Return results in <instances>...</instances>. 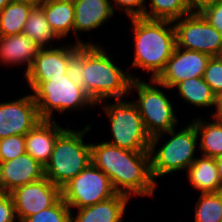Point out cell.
Segmentation results:
<instances>
[{
  "instance_id": "obj_9",
  "label": "cell",
  "mask_w": 222,
  "mask_h": 222,
  "mask_svg": "<svg viewBox=\"0 0 222 222\" xmlns=\"http://www.w3.org/2000/svg\"><path fill=\"white\" fill-rule=\"evenodd\" d=\"M116 193L109 177L92 162L61 188L62 198L71 211L95 205Z\"/></svg>"
},
{
  "instance_id": "obj_1",
  "label": "cell",
  "mask_w": 222,
  "mask_h": 222,
  "mask_svg": "<svg viewBox=\"0 0 222 222\" xmlns=\"http://www.w3.org/2000/svg\"><path fill=\"white\" fill-rule=\"evenodd\" d=\"M91 162L110 179L117 193L131 199L152 196L157 187L151 173L149 151H131L102 141L91 143Z\"/></svg>"
},
{
  "instance_id": "obj_29",
  "label": "cell",
  "mask_w": 222,
  "mask_h": 222,
  "mask_svg": "<svg viewBox=\"0 0 222 222\" xmlns=\"http://www.w3.org/2000/svg\"><path fill=\"white\" fill-rule=\"evenodd\" d=\"M25 152V135H12L0 139V162L15 159Z\"/></svg>"
},
{
  "instance_id": "obj_21",
  "label": "cell",
  "mask_w": 222,
  "mask_h": 222,
  "mask_svg": "<svg viewBox=\"0 0 222 222\" xmlns=\"http://www.w3.org/2000/svg\"><path fill=\"white\" fill-rule=\"evenodd\" d=\"M54 33L63 39L74 32V4L69 2L43 1L39 4Z\"/></svg>"
},
{
  "instance_id": "obj_19",
  "label": "cell",
  "mask_w": 222,
  "mask_h": 222,
  "mask_svg": "<svg viewBox=\"0 0 222 222\" xmlns=\"http://www.w3.org/2000/svg\"><path fill=\"white\" fill-rule=\"evenodd\" d=\"M41 49L24 33L0 36V62L3 65H26L24 72L30 68L33 60ZM26 63V64H25Z\"/></svg>"
},
{
  "instance_id": "obj_26",
  "label": "cell",
  "mask_w": 222,
  "mask_h": 222,
  "mask_svg": "<svg viewBox=\"0 0 222 222\" xmlns=\"http://www.w3.org/2000/svg\"><path fill=\"white\" fill-rule=\"evenodd\" d=\"M143 18L174 22L192 13L188 0H150Z\"/></svg>"
},
{
  "instance_id": "obj_33",
  "label": "cell",
  "mask_w": 222,
  "mask_h": 222,
  "mask_svg": "<svg viewBox=\"0 0 222 222\" xmlns=\"http://www.w3.org/2000/svg\"><path fill=\"white\" fill-rule=\"evenodd\" d=\"M199 13L222 34V0L206 6Z\"/></svg>"
},
{
  "instance_id": "obj_41",
  "label": "cell",
  "mask_w": 222,
  "mask_h": 222,
  "mask_svg": "<svg viewBox=\"0 0 222 222\" xmlns=\"http://www.w3.org/2000/svg\"><path fill=\"white\" fill-rule=\"evenodd\" d=\"M218 122L222 125V112H219L217 113L215 116H214Z\"/></svg>"
},
{
  "instance_id": "obj_24",
  "label": "cell",
  "mask_w": 222,
  "mask_h": 222,
  "mask_svg": "<svg viewBox=\"0 0 222 222\" xmlns=\"http://www.w3.org/2000/svg\"><path fill=\"white\" fill-rule=\"evenodd\" d=\"M23 33L41 48L53 47L52 41H58V39L61 41L49 25L43 8L39 4L32 8Z\"/></svg>"
},
{
  "instance_id": "obj_31",
  "label": "cell",
  "mask_w": 222,
  "mask_h": 222,
  "mask_svg": "<svg viewBox=\"0 0 222 222\" xmlns=\"http://www.w3.org/2000/svg\"><path fill=\"white\" fill-rule=\"evenodd\" d=\"M203 79L211 87L214 94L222 89V58L220 56L210 57Z\"/></svg>"
},
{
  "instance_id": "obj_18",
  "label": "cell",
  "mask_w": 222,
  "mask_h": 222,
  "mask_svg": "<svg viewBox=\"0 0 222 222\" xmlns=\"http://www.w3.org/2000/svg\"><path fill=\"white\" fill-rule=\"evenodd\" d=\"M130 199L128 195L116 193L95 205L77 209L76 216L71 214V222H123Z\"/></svg>"
},
{
  "instance_id": "obj_34",
  "label": "cell",
  "mask_w": 222,
  "mask_h": 222,
  "mask_svg": "<svg viewBox=\"0 0 222 222\" xmlns=\"http://www.w3.org/2000/svg\"><path fill=\"white\" fill-rule=\"evenodd\" d=\"M17 220L15 204L10 194L0 200V222H15Z\"/></svg>"
},
{
  "instance_id": "obj_13",
  "label": "cell",
  "mask_w": 222,
  "mask_h": 222,
  "mask_svg": "<svg viewBox=\"0 0 222 222\" xmlns=\"http://www.w3.org/2000/svg\"><path fill=\"white\" fill-rule=\"evenodd\" d=\"M209 59L208 54L175 46L165 69L156 79L159 87L171 90L183 80L203 77Z\"/></svg>"
},
{
  "instance_id": "obj_38",
  "label": "cell",
  "mask_w": 222,
  "mask_h": 222,
  "mask_svg": "<svg viewBox=\"0 0 222 222\" xmlns=\"http://www.w3.org/2000/svg\"><path fill=\"white\" fill-rule=\"evenodd\" d=\"M12 1L28 2V3H33L34 5H38L43 2V0H12Z\"/></svg>"
},
{
  "instance_id": "obj_22",
  "label": "cell",
  "mask_w": 222,
  "mask_h": 222,
  "mask_svg": "<svg viewBox=\"0 0 222 222\" xmlns=\"http://www.w3.org/2000/svg\"><path fill=\"white\" fill-rule=\"evenodd\" d=\"M211 122H206L198 117L190 121L195 125L202 156L216 158L222 156V125L215 117ZM205 121V122H204Z\"/></svg>"
},
{
  "instance_id": "obj_3",
  "label": "cell",
  "mask_w": 222,
  "mask_h": 222,
  "mask_svg": "<svg viewBox=\"0 0 222 222\" xmlns=\"http://www.w3.org/2000/svg\"><path fill=\"white\" fill-rule=\"evenodd\" d=\"M97 44H84V90L95 104L106 99H121L130 94V84L134 79L129 70L121 69Z\"/></svg>"
},
{
  "instance_id": "obj_7",
  "label": "cell",
  "mask_w": 222,
  "mask_h": 222,
  "mask_svg": "<svg viewBox=\"0 0 222 222\" xmlns=\"http://www.w3.org/2000/svg\"><path fill=\"white\" fill-rule=\"evenodd\" d=\"M96 105L102 106L109 120L113 138L106 143L131 151H149L151 136L133 100L128 102L121 98L108 103L106 99Z\"/></svg>"
},
{
  "instance_id": "obj_40",
  "label": "cell",
  "mask_w": 222,
  "mask_h": 222,
  "mask_svg": "<svg viewBox=\"0 0 222 222\" xmlns=\"http://www.w3.org/2000/svg\"><path fill=\"white\" fill-rule=\"evenodd\" d=\"M43 1H50V2H69V3H74L76 0H43Z\"/></svg>"
},
{
  "instance_id": "obj_12",
  "label": "cell",
  "mask_w": 222,
  "mask_h": 222,
  "mask_svg": "<svg viewBox=\"0 0 222 222\" xmlns=\"http://www.w3.org/2000/svg\"><path fill=\"white\" fill-rule=\"evenodd\" d=\"M41 120L32 93L14 101L2 102L0 103V139L12 135H26Z\"/></svg>"
},
{
  "instance_id": "obj_20",
  "label": "cell",
  "mask_w": 222,
  "mask_h": 222,
  "mask_svg": "<svg viewBox=\"0 0 222 222\" xmlns=\"http://www.w3.org/2000/svg\"><path fill=\"white\" fill-rule=\"evenodd\" d=\"M190 185L200 193L221 192V182L215 158L200 156L186 170Z\"/></svg>"
},
{
  "instance_id": "obj_32",
  "label": "cell",
  "mask_w": 222,
  "mask_h": 222,
  "mask_svg": "<svg viewBox=\"0 0 222 222\" xmlns=\"http://www.w3.org/2000/svg\"><path fill=\"white\" fill-rule=\"evenodd\" d=\"M110 2L114 12L115 8L116 10L119 8L128 18L143 17L146 8L145 0H111Z\"/></svg>"
},
{
  "instance_id": "obj_8",
  "label": "cell",
  "mask_w": 222,
  "mask_h": 222,
  "mask_svg": "<svg viewBox=\"0 0 222 222\" xmlns=\"http://www.w3.org/2000/svg\"><path fill=\"white\" fill-rule=\"evenodd\" d=\"M149 81H141L135 77L130 84V93L136 90L138 97L133 103L139 110L147 133L153 137L176 128L179 121L171 100L158 87V81Z\"/></svg>"
},
{
  "instance_id": "obj_37",
  "label": "cell",
  "mask_w": 222,
  "mask_h": 222,
  "mask_svg": "<svg viewBox=\"0 0 222 222\" xmlns=\"http://www.w3.org/2000/svg\"><path fill=\"white\" fill-rule=\"evenodd\" d=\"M215 160H216L217 171L219 174L221 187H222V156L216 157Z\"/></svg>"
},
{
  "instance_id": "obj_10",
  "label": "cell",
  "mask_w": 222,
  "mask_h": 222,
  "mask_svg": "<svg viewBox=\"0 0 222 222\" xmlns=\"http://www.w3.org/2000/svg\"><path fill=\"white\" fill-rule=\"evenodd\" d=\"M176 46L198 51L210 57L222 53V34L199 12H192L173 22Z\"/></svg>"
},
{
  "instance_id": "obj_15",
  "label": "cell",
  "mask_w": 222,
  "mask_h": 222,
  "mask_svg": "<svg viewBox=\"0 0 222 222\" xmlns=\"http://www.w3.org/2000/svg\"><path fill=\"white\" fill-rule=\"evenodd\" d=\"M44 177V166L26 152L15 159L0 162V187L7 194Z\"/></svg>"
},
{
  "instance_id": "obj_39",
  "label": "cell",
  "mask_w": 222,
  "mask_h": 222,
  "mask_svg": "<svg viewBox=\"0 0 222 222\" xmlns=\"http://www.w3.org/2000/svg\"><path fill=\"white\" fill-rule=\"evenodd\" d=\"M12 0H0V12L8 5Z\"/></svg>"
},
{
  "instance_id": "obj_42",
  "label": "cell",
  "mask_w": 222,
  "mask_h": 222,
  "mask_svg": "<svg viewBox=\"0 0 222 222\" xmlns=\"http://www.w3.org/2000/svg\"><path fill=\"white\" fill-rule=\"evenodd\" d=\"M7 193L0 187V200L6 195Z\"/></svg>"
},
{
  "instance_id": "obj_16",
  "label": "cell",
  "mask_w": 222,
  "mask_h": 222,
  "mask_svg": "<svg viewBox=\"0 0 222 222\" xmlns=\"http://www.w3.org/2000/svg\"><path fill=\"white\" fill-rule=\"evenodd\" d=\"M74 36L76 44H95L80 40L79 32H90L101 28L114 11L110 0H76L74 3Z\"/></svg>"
},
{
  "instance_id": "obj_36",
  "label": "cell",
  "mask_w": 222,
  "mask_h": 222,
  "mask_svg": "<svg viewBox=\"0 0 222 222\" xmlns=\"http://www.w3.org/2000/svg\"><path fill=\"white\" fill-rule=\"evenodd\" d=\"M214 107L216 111L211 115L214 117L217 113L222 112V89L214 94Z\"/></svg>"
},
{
  "instance_id": "obj_17",
  "label": "cell",
  "mask_w": 222,
  "mask_h": 222,
  "mask_svg": "<svg viewBox=\"0 0 222 222\" xmlns=\"http://www.w3.org/2000/svg\"><path fill=\"white\" fill-rule=\"evenodd\" d=\"M55 120L42 119L25 135V149L45 167L54 149L58 135L64 130Z\"/></svg>"
},
{
  "instance_id": "obj_11",
  "label": "cell",
  "mask_w": 222,
  "mask_h": 222,
  "mask_svg": "<svg viewBox=\"0 0 222 222\" xmlns=\"http://www.w3.org/2000/svg\"><path fill=\"white\" fill-rule=\"evenodd\" d=\"M13 198L18 222L53 206L61 197V188L46 177L18 187L10 193Z\"/></svg>"
},
{
  "instance_id": "obj_14",
  "label": "cell",
  "mask_w": 222,
  "mask_h": 222,
  "mask_svg": "<svg viewBox=\"0 0 222 222\" xmlns=\"http://www.w3.org/2000/svg\"><path fill=\"white\" fill-rule=\"evenodd\" d=\"M82 44L41 48L23 77L27 82H45L48 78H65L69 57Z\"/></svg>"
},
{
  "instance_id": "obj_2",
  "label": "cell",
  "mask_w": 222,
  "mask_h": 222,
  "mask_svg": "<svg viewBox=\"0 0 222 222\" xmlns=\"http://www.w3.org/2000/svg\"><path fill=\"white\" fill-rule=\"evenodd\" d=\"M129 20L134 35V59L131 67L150 72V79H157L176 46L173 22L143 17Z\"/></svg>"
},
{
  "instance_id": "obj_28",
  "label": "cell",
  "mask_w": 222,
  "mask_h": 222,
  "mask_svg": "<svg viewBox=\"0 0 222 222\" xmlns=\"http://www.w3.org/2000/svg\"><path fill=\"white\" fill-rule=\"evenodd\" d=\"M71 209L61 197L53 206L27 217L23 222H71Z\"/></svg>"
},
{
  "instance_id": "obj_23",
  "label": "cell",
  "mask_w": 222,
  "mask_h": 222,
  "mask_svg": "<svg viewBox=\"0 0 222 222\" xmlns=\"http://www.w3.org/2000/svg\"><path fill=\"white\" fill-rule=\"evenodd\" d=\"M174 89H177L179 97L189 105L192 104L198 108L214 106V93L203 77L183 80L172 88Z\"/></svg>"
},
{
  "instance_id": "obj_30",
  "label": "cell",
  "mask_w": 222,
  "mask_h": 222,
  "mask_svg": "<svg viewBox=\"0 0 222 222\" xmlns=\"http://www.w3.org/2000/svg\"><path fill=\"white\" fill-rule=\"evenodd\" d=\"M66 73L76 86L84 89V44L69 57Z\"/></svg>"
},
{
  "instance_id": "obj_25",
  "label": "cell",
  "mask_w": 222,
  "mask_h": 222,
  "mask_svg": "<svg viewBox=\"0 0 222 222\" xmlns=\"http://www.w3.org/2000/svg\"><path fill=\"white\" fill-rule=\"evenodd\" d=\"M35 5L22 1H11L0 12V36L23 33L24 25Z\"/></svg>"
},
{
  "instance_id": "obj_5",
  "label": "cell",
  "mask_w": 222,
  "mask_h": 222,
  "mask_svg": "<svg viewBox=\"0 0 222 222\" xmlns=\"http://www.w3.org/2000/svg\"><path fill=\"white\" fill-rule=\"evenodd\" d=\"M168 134L170 138L157 149L160 137ZM198 136L195 125L191 122L183 129L176 132V128L151 137L149 154L151 173L157 183L158 177L171 174L173 172L186 171L196 160V147L198 146Z\"/></svg>"
},
{
  "instance_id": "obj_35",
  "label": "cell",
  "mask_w": 222,
  "mask_h": 222,
  "mask_svg": "<svg viewBox=\"0 0 222 222\" xmlns=\"http://www.w3.org/2000/svg\"><path fill=\"white\" fill-rule=\"evenodd\" d=\"M191 6L192 12H199L206 6L214 4L220 0H188Z\"/></svg>"
},
{
  "instance_id": "obj_4",
  "label": "cell",
  "mask_w": 222,
  "mask_h": 222,
  "mask_svg": "<svg viewBox=\"0 0 222 222\" xmlns=\"http://www.w3.org/2000/svg\"><path fill=\"white\" fill-rule=\"evenodd\" d=\"M91 124L83 130L65 128L57 137L53 152L44 167L45 177L62 188L91 163V142H84L83 136L90 131Z\"/></svg>"
},
{
  "instance_id": "obj_27",
  "label": "cell",
  "mask_w": 222,
  "mask_h": 222,
  "mask_svg": "<svg viewBox=\"0 0 222 222\" xmlns=\"http://www.w3.org/2000/svg\"><path fill=\"white\" fill-rule=\"evenodd\" d=\"M195 203V222H220L222 220V191L201 193Z\"/></svg>"
},
{
  "instance_id": "obj_6",
  "label": "cell",
  "mask_w": 222,
  "mask_h": 222,
  "mask_svg": "<svg viewBox=\"0 0 222 222\" xmlns=\"http://www.w3.org/2000/svg\"><path fill=\"white\" fill-rule=\"evenodd\" d=\"M27 84L33 92L41 119L55 120V111L62 114L97 106L86 91L76 86L67 74L65 78H48L45 82Z\"/></svg>"
}]
</instances>
